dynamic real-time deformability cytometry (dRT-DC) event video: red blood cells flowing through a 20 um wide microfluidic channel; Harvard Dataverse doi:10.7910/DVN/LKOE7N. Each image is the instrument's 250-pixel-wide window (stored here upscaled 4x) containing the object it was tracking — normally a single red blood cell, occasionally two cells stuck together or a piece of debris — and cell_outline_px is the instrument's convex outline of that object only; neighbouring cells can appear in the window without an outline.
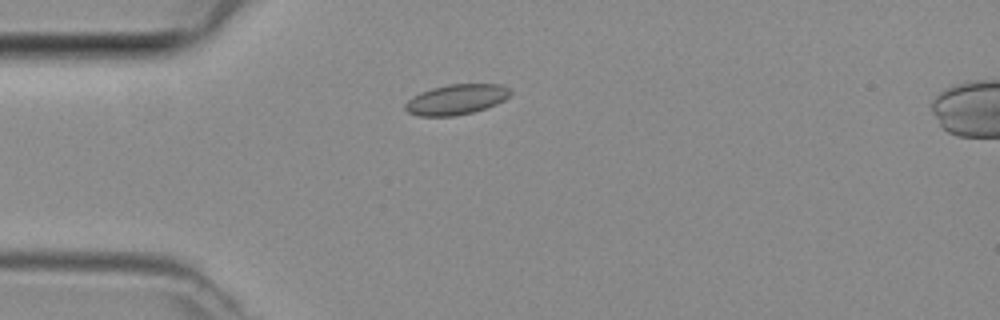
{"species": "common noctule bat (a hibernating species)", "species_latin": "Nyctalus noctula", "temperature_condition": "room temperature", "stored_images_in_passage": 5, "camera_frame_rate_fps": 3000, "um_per_image_px": 0.085, "animal": {"sex": "female", "body_mass_g": 29.2, "forearm_length_mm": 56.3}, "frame": {"image": 1, "passage_image": 5, "time_ms": 1.333, "image_size_px": [1000, 320], "cell_outline_px": [[512, 92], [504, 100], [496, 104], [472, 112], [452, 116], [420, 116], [408, 112], [404, 108], [404, 104], [412, 96], [420, 92], [432, 88], [448, 84], [500, 84], [508, 88]], "centroid_in_image_um": [38.76, 8.45], "position_along_channel_um": 46.2, "area_um2": 18.44}}